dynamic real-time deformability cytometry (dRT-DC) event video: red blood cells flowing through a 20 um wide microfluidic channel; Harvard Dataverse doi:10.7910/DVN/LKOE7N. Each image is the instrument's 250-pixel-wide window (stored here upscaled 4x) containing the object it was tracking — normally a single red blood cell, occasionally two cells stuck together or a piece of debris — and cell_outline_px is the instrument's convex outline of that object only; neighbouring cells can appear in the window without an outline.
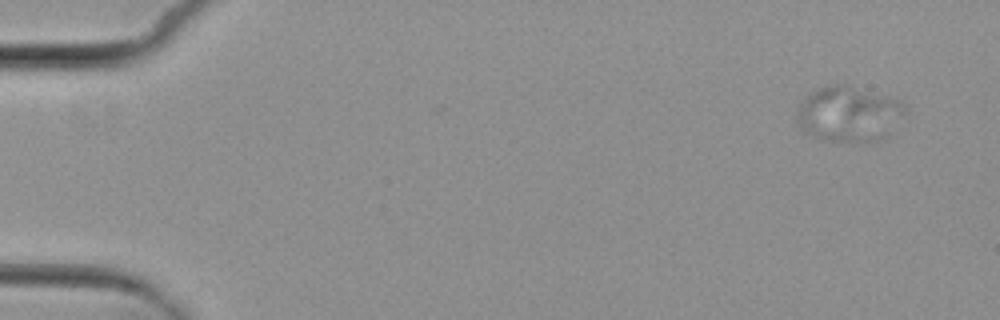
{"species": "common noctule bat (a hibernating species)", "species_latin": "Nyctalus noctula", "temperature_condition": "cold", "stored_images_in_passage": 5, "camera_frame_rate_fps": 3000, "um_per_image_px": 0.085, "animal": {"sex": "female", "body_mass_g": 29.2, "forearm_length_mm": 56.3}, "frame": {"image": 1, "passage_image": 1, "time_ms": 0.0, "image_size_px": [1000, 320], "cell_outline_px": [[908, 108], [888, 136], [880, 140], [824, 140], [808, 136], [804, 132], [796, 120], [796, 116], [800, 100], [808, 92], [832, 84], [844, 84], [900, 100]], "centroid_in_image_um": [72.1, 9.67], "position_along_channel_um": 12.9, "area_um2": 34.91}}